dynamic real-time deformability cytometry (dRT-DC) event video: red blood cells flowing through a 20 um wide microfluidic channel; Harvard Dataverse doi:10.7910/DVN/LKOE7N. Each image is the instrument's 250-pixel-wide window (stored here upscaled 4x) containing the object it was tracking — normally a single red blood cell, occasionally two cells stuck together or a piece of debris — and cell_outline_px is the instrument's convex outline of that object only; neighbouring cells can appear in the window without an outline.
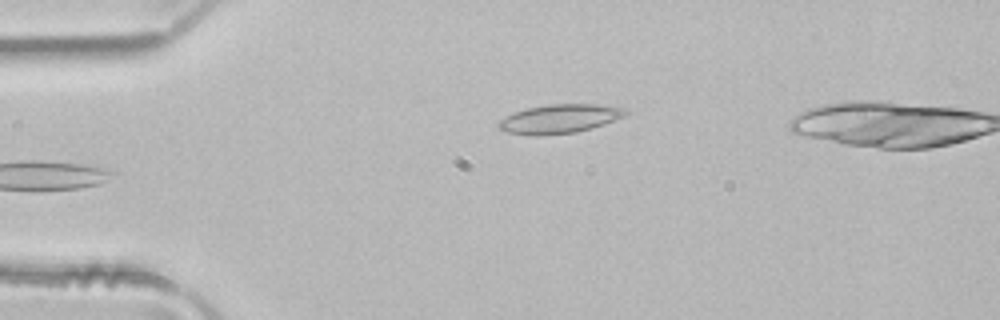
{"species": "common noctule bat (a hibernating species)", "species_latin": "Nyctalus noctula", "temperature_condition": "room temperature", "stored_images_in_passage": 5, "camera_frame_rate_fps": 3000, "um_per_image_px": 0.085, "animal": {"sex": "male", "body_mass_g": 21.5, "forearm_length_mm": 52.0}, "frame": {"image": 1, "passage_image": 5, "time_ms": 1.333, "image_size_px": [1000, 320], "cell_outline_px": [[628, 112], [624, 116], [604, 124], [592, 128], [576, 132], [536, 136], [532, 136], [508, 132], [500, 128], [500, 120], [516, 112], [528, 108], [548, 104], [600, 104], [628, 108]], "centroid_in_image_um": [47.64, 10.09], "position_along_channel_um": 37.4, "area_um2": 21.21}}